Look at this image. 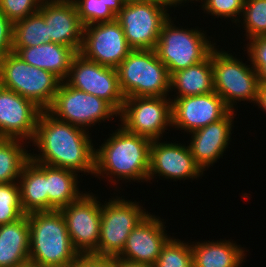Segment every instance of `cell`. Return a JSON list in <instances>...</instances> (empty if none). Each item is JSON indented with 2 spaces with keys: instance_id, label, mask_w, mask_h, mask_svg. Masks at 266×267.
Masks as SVG:
<instances>
[{
  "instance_id": "obj_1",
  "label": "cell",
  "mask_w": 266,
  "mask_h": 267,
  "mask_svg": "<svg viewBox=\"0 0 266 267\" xmlns=\"http://www.w3.org/2000/svg\"><path fill=\"white\" fill-rule=\"evenodd\" d=\"M89 131L56 119L42 110L37 121L32 145L38 155L31 153L34 162L94 175L95 148ZM40 152V153H39Z\"/></svg>"
},
{
  "instance_id": "obj_2",
  "label": "cell",
  "mask_w": 266,
  "mask_h": 267,
  "mask_svg": "<svg viewBox=\"0 0 266 267\" xmlns=\"http://www.w3.org/2000/svg\"><path fill=\"white\" fill-rule=\"evenodd\" d=\"M110 135L99 148L95 147L94 176L99 180L101 176L109 178L115 186L120 180L148 182L152 140L121 125Z\"/></svg>"
},
{
  "instance_id": "obj_3",
  "label": "cell",
  "mask_w": 266,
  "mask_h": 267,
  "mask_svg": "<svg viewBox=\"0 0 266 267\" xmlns=\"http://www.w3.org/2000/svg\"><path fill=\"white\" fill-rule=\"evenodd\" d=\"M30 227L29 263L32 267H71L79 252L74 248L60 210L27 214Z\"/></svg>"
},
{
  "instance_id": "obj_4",
  "label": "cell",
  "mask_w": 266,
  "mask_h": 267,
  "mask_svg": "<svg viewBox=\"0 0 266 267\" xmlns=\"http://www.w3.org/2000/svg\"><path fill=\"white\" fill-rule=\"evenodd\" d=\"M116 69L125 98L171 97V76L154 49H133Z\"/></svg>"
},
{
  "instance_id": "obj_5",
  "label": "cell",
  "mask_w": 266,
  "mask_h": 267,
  "mask_svg": "<svg viewBox=\"0 0 266 267\" xmlns=\"http://www.w3.org/2000/svg\"><path fill=\"white\" fill-rule=\"evenodd\" d=\"M169 17L162 25L155 52L164 63L170 76L179 70L186 69L204 61L216 42H211L206 31L198 28L177 27Z\"/></svg>"
},
{
  "instance_id": "obj_6",
  "label": "cell",
  "mask_w": 266,
  "mask_h": 267,
  "mask_svg": "<svg viewBox=\"0 0 266 267\" xmlns=\"http://www.w3.org/2000/svg\"><path fill=\"white\" fill-rule=\"evenodd\" d=\"M218 49L215 46L211 51L215 92L231 111H235L234 106L239 101H249L257 105L260 86L258 72L251 63L246 65L237 55Z\"/></svg>"
},
{
  "instance_id": "obj_7",
  "label": "cell",
  "mask_w": 266,
  "mask_h": 267,
  "mask_svg": "<svg viewBox=\"0 0 266 267\" xmlns=\"http://www.w3.org/2000/svg\"><path fill=\"white\" fill-rule=\"evenodd\" d=\"M60 83L53 73L29 65L14 52L0 58V86L32 100L42 110L51 105Z\"/></svg>"
},
{
  "instance_id": "obj_8",
  "label": "cell",
  "mask_w": 266,
  "mask_h": 267,
  "mask_svg": "<svg viewBox=\"0 0 266 267\" xmlns=\"http://www.w3.org/2000/svg\"><path fill=\"white\" fill-rule=\"evenodd\" d=\"M109 201V202H108ZM101 205L99 256L117 257L123 250L130 232L149 214L140 202L113 196Z\"/></svg>"
},
{
  "instance_id": "obj_9",
  "label": "cell",
  "mask_w": 266,
  "mask_h": 267,
  "mask_svg": "<svg viewBox=\"0 0 266 267\" xmlns=\"http://www.w3.org/2000/svg\"><path fill=\"white\" fill-rule=\"evenodd\" d=\"M56 119L88 131L99 122H105L119 113L105 100L71 87L61 81L51 105L46 109Z\"/></svg>"
},
{
  "instance_id": "obj_10",
  "label": "cell",
  "mask_w": 266,
  "mask_h": 267,
  "mask_svg": "<svg viewBox=\"0 0 266 267\" xmlns=\"http://www.w3.org/2000/svg\"><path fill=\"white\" fill-rule=\"evenodd\" d=\"M119 116L127 131L162 140L168 126L172 127V101L170 97H128Z\"/></svg>"
},
{
  "instance_id": "obj_11",
  "label": "cell",
  "mask_w": 266,
  "mask_h": 267,
  "mask_svg": "<svg viewBox=\"0 0 266 267\" xmlns=\"http://www.w3.org/2000/svg\"><path fill=\"white\" fill-rule=\"evenodd\" d=\"M71 87L95 95L121 112L125 96L121 91L116 68L100 65L77 53L65 80Z\"/></svg>"
},
{
  "instance_id": "obj_12",
  "label": "cell",
  "mask_w": 266,
  "mask_h": 267,
  "mask_svg": "<svg viewBox=\"0 0 266 267\" xmlns=\"http://www.w3.org/2000/svg\"><path fill=\"white\" fill-rule=\"evenodd\" d=\"M168 9L152 3H126L116 15L132 49H155Z\"/></svg>"
},
{
  "instance_id": "obj_13",
  "label": "cell",
  "mask_w": 266,
  "mask_h": 267,
  "mask_svg": "<svg viewBox=\"0 0 266 267\" xmlns=\"http://www.w3.org/2000/svg\"><path fill=\"white\" fill-rule=\"evenodd\" d=\"M85 193L60 209L74 248L79 254L95 253L101 228V205L98 196Z\"/></svg>"
},
{
  "instance_id": "obj_14",
  "label": "cell",
  "mask_w": 266,
  "mask_h": 267,
  "mask_svg": "<svg viewBox=\"0 0 266 267\" xmlns=\"http://www.w3.org/2000/svg\"><path fill=\"white\" fill-rule=\"evenodd\" d=\"M132 50L117 20L94 23L83 28L79 53L90 61L117 68Z\"/></svg>"
},
{
  "instance_id": "obj_15",
  "label": "cell",
  "mask_w": 266,
  "mask_h": 267,
  "mask_svg": "<svg viewBox=\"0 0 266 267\" xmlns=\"http://www.w3.org/2000/svg\"><path fill=\"white\" fill-rule=\"evenodd\" d=\"M152 140L150 146L149 174L150 180L163 177L174 181L198 179L203 175L202 168L194 160L187 144ZM157 174V175H156Z\"/></svg>"
},
{
  "instance_id": "obj_16",
  "label": "cell",
  "mask_w": 266,
  "mask_h": 267,
  "mask_svg": "<svg viewBox=\"0 0 266 267\" xmlns=\"http://www.w3.org/2000/svg\"><path fill=\"white\" fill-rule=\"evenodd\" d=\"M41 111L32 100L0 86V137L25 140L30 144Z\"/></svg>"
},
{
  "instance_id": "obj_17",
  "label": "cell",
  "mask_w": 266,
  "mask_h": 267,
  "mask_svg": "<svg viewBox=\"0 0 266 267\" xmlns=\"http://www.w3.org/2000/svg\"><path fill=\"white\" fill-rule=\"evenodd\" d=\"M171 101L172 128L187 134L222 119L230 111L216 92Z\"/></svg>"
},
{
  "instance_id": "obj_18",
  "label": "cell",
  "mask_w": 266,
  "mask_h": 267,
  "mask_svg": "<svg viewBox=\"0 0 266 267\" xmlns=\"http://www.w3.org/2000/svg\"><path fill=\"white\" fill-rule=\"evenodd\" d=\"M164 224V219L149 213L130 232L122 252L117 257L154 266L163 246L171 238L165 232Z\"/></svg>"
},
{
  "instance_id": "obj_19",
  "label": "cell",
  "mask_w": 266,
  "mask_h": 267,
  "mask_svg": "<svg viewBox=\"0 0 266 267\" xmlns=\"http://www.w3.org/2000/svg\"><path fill=\"white\" fill-rule=\"evenodd\" d=\"M39 12L44 16L51 42L79 53L84 26L73 0H43Z\"/></svg>"
},
{
  "instance_id": "obj_20",
  "label": "cell",
  "mask_w": 266,
  "mask_h": 267,
  "mask_svg": "<svg viewBox=\"0 0 266 267\" xmlns=\"http://www.w3.org/2000/svg\"><path fill=\"white\" fill-rule=\"evenodd\" d=\"M234 113L235 111L230 110L222 119L189 133L192 136L188 146L203 171L218 162L228 148L234 126Z\"/></svg>"
},
{
  "instance_id": "obj_21",
  "label": "cell",
  "mask_w": 266,
  "mask_h": 267,
  "mask_svg": "<svg viewBox=\"0 0 266 267\" xmlns=\"http://www.w3.org/2000/svg\"><path fill=\"white\" fill-rule=\"evenodd\" d=\"M13 52L29 65L49 71L61 81L67 79L72 59L77 54L71 47L53 42L34 47H13Z\"/></svg>"
},
{
  "instance_id": "obj_22",
  "label": "cell",
  "mask_w": 266,
  "mask_h": 267,
  "mask_svg": "<svg viewBox=\"0 0 266 267\" xmlns=\"http://www.w3.org/2000/svg\"><path fill=\"white\" fill-rule=\"evenodd\" d=\"M30 227L27 214L0 225V267H27L29 263Z\"/></svg>"
},
{
  "instance_id": "obj_23",
  "label": "cell",
  "mask_w": 266,
  "mask_h": 267,
  "mask_svg": "<svg viewBox=\"0 0 266 267\" xmlns=\"http://www.w3.org/2000/svg\"><path fill=\"white\" fill-rule=\"evenodd\" d=\"M233 240L191 242L193 267H242L246 252ZM241 265V266H240Z\"/></svg>"
},
{
  "instance_id": "obj_24",
  "label": "cell",
  "mask_w": 266,
  "mask_h": 267,
  "mask_svg": "<svg viewBox=\"0 0 266 267\" xmlns=\"http://www.w3.org/2000/svg\"><path fill=\"white\" fill-rule=\"evenodd\" d=\"M21 205L28 214L34 211H48L47 165L30 159L18 179Z\"/></svg>"
},
{
  "instance_id": "obj_25",
  "label": "cell",
  "mask_w": 266,
  "mask_h": 267,
  "mask_svg": "<svg viewBox=\"0 0 266 267\" xmlns=\"http://www.w3.org/2000/svg\"><path fill=\"white\" fill-rule=\"evenodd\" d=\"M170 91L176 92L174 93L176 96L171 95L174 96V99L215 92L211 52L204 61L174 72L171 75Z\"/></svg>"
},
{
  "instance_id": "obj_26",
  "label": "cell",
  "mask_w": 266,
  "mask_h": 267,
  "mask_svg": "<svg viewBox=\"0 0 266 267\" xmlns=\"http://www.w3.org/2000/svg\"><path fill=\"white\" fill-rule=\"evenodd\" d=\"M78 177L72 170L47 165L48 211L60 210L84 194Z\"/></svg>"
},
{
  "instance_id": "obj_27",
  "label": "cell",
  "mask_w": 266,
  "mask_h": 267,
  "mask_svg": "<svg viewBox=\"0 0 266 267\" xmlns=\"http://www.w3.org/2000/svg\"><path fill=\"white\" fill-rule=\"evenodd\" d=\"M26 144L29 143L24 140L0 137V183L18 182L25 164L31 159Z\"/></svg>"
},
{
  "instance_id": "obj_28",
  "label": "cell",
  "mask_w": 266,
  "mask_h": 267,
  "mask_svg": "<svg viewBox=\"0 0 266 267\" xmlns=\"http://www.w3.org/2000/svg\"><path fill=\"white\" fill-rule=\"evenodd\" d=\"M44 43H51V38L39 11L13 23V47H34Z\"/></svg>"
},
{
  "instance_id": "obj_29",
  "label": "cell",
  "mask_w": 266,
  "mask_h": 267,
  "mask_svg": "<svg viewBox=\"0 0 266 267\" xmlns=\"http://www.w3.org/2000/svg\"><path fill=\"white\" fill-rule=\"evenodd\" d=\"M154 267H193L191 242L171 236L163 246Z\"/></svg>"
},
{
  "instance_id": "obj_30",
  "label": "cell",
  "mask_w": 266,
  "mask_h": 267,
  "mask_svg": "<svg viewBox=\"0 0 266 267\" xmlns=\"http://www.w3.org/2000/svg\"><path fill=\"white\" fill-rule=\"evenodd\" d=\"M241 17L246 41L266 36V0H245Z\"/></svg>"
},
{
  "instance_id": "obj_31",
  "label": "cell",
  "mask_w": 266,
  "mask_h": 267,
  "mask_svg": "<svg viewBox=\"0 0 266 267\" xmlns=\"http://www.w3.org/2000/svg\"><path fill=\"white\" fill-rule=\"evenodd\" d=\"M24 215L18 182L0 183V225L14 222Z\"/></svg>"
},
{
  "instance_id": "obj_32",
  "label": "cell",
  "mask_w": 266,
  "mask_h": 267,
  "mask_svg": "<svg viewBox=\"0 0 266 267\" xmlns=\"http://www.w3.org/2000/svg\"><path fill=\"white\" fill-rule=\"evenodd\" d=\"M83 26L116 20V15L101 0H73Z\"/></svg>"
},
{
  "instance_id": "obj_33",
  "label": "cell",
  "mask_w": 266,
  "mask_h": 267,
  "mask_svg": "<svg viewBox=\"0 0 266 267\" xmlns=\"http://www.w3.org/2000/svg\"><path fill=\"white\" fill-rule=\"evenodd\" d=\"M203 13L210 14L216 18H230L235 24L242 22V15L245 0H202ZM239 17V18H238ZM241 19V20H240ZM235 20V21H234Z\"/></svg>"
},
{
  "instance_id": "obj_34",
  "label": "cell",
  "mask_w": 266,
  "mask_h": 267,
  "mask_svg": "<svg viewBox=\"0 0 266 267\" xmlns=\"http://www.w3.org/2000/svg\"><path fill=\"white\" fill-rule=\"evenodd\" d=\"M43 0H0V10L15 23L39 11Z\"/></svg>"
},
{
  "instance_id": "obj_35",
  "label": "cell",
  "mask_w": 266,
  "mask_h": 267,
  "mask_svg": "<svg viewBox=\"0 0 266 267\" xmlns=\"http://www.w3.org/2000/svg\"><path fill=\"white\" fill-rule=\"evenodd\" d=\"M13 52V23L0 10V58Z\"/></svg>"
},
{
  "instance_id": "obj_36",
  "label": "cell",
  "mask_w": 266,
  "mask_h": 267,
  "mask_svg": "<svg viewBox=\"0 0 266 267\" xmlns=\"http://www.w3.org/2000/svg\"><path fill=\"white\" fill-rule=\"evenodd\" d=\"M71 267H117L116 257L79 254Z\"/></svg>"
},
{
  "instance_id": "obj_37",
  "label": "cell",
  "mask_w": 266,
  "mask_h": 267,
  "mask_svg": "<svg viewBox=\"0 0 266 267\" xmlns=\"http://www.w3.org/2000/svg\"><path fill=\"white\" fill-rule=\"evenodd\" d=\"M246 51L249 61H266V36H259L247 41Z\"/></svg>"
},
{
  "instance_id": "obj_38",
  "label": "cell",
  "mask_w": 266,
  "mask_h": 267,
  "mask_svg": "<svg viewBox=\"0 0 266 267\" xmlns=\"http://www.w3.org/2000/svg\"><path fill=\"white\" fill-rule=\"evenodd\" d=\"M252 67L258 72L259 84H266V61H250Z\"/></svg>"
},
{
  "instance_id": "obj_39",
  "label": "cell",
  "mask_w": 266,
  "mask_h": 267,
  "mask_svg": "<svg viewBox=\"0 0 266 267\" xmlns=\"http://www.w3.org/2000/svg\"><path fill=\"white\" fill-rule=\"evenodd\" d=\"M105 5H107L112 12L117 15L122 7L126 4L125 0H101Z\"/></svg>"
},
{
  "instance_id": "obj_40",
  "label": "cell",
  "mask_w": 266,
  "mask_h": 267,
  "mask_svg": "<svg viewBox=\"0 0 266 267\" xmlns=\"http://www.w3.org/2000/svg\"><path fill=\"white\" fill-rule=\"evenodd\" d=\"M257 106L266 113V84H260Z\"/></svg>"
},
{
  "instance_id": "obj_41",
  "label": "cell",
  "mask_w": 266,
  "mask_h": 267,
  "mask_svg": "<svg viewBox=\"0 0 266 267\" xmlns=\"http://www.w3.org/2000/svg\"><path fill=\"white\" fill-rule=\"evenodd\" d=\"M117 267H154L150 264L136 263L128 260H122L121 258L116 257Z\"/></svg>"
},
{
  "instance_id": "obj_42",
  "label": "cell",
  "mask_w": 266,
  "mask_h": 267,
  "mask_svg": "<svg viewBox=\"0 0 266 267\" xmlns=\"http://www.w3.org/2000/svg\"><path fill=\"white\" fill-rule=\"evenodd\" d=\"M126 3H152L160 6H165L167 9L171 8L169 0H125Z\"/></svg>"
},
{
  "instance_id": "obj_43",
  "label": "cell",
  "mask_w": 266,
  "mask_h": 267,
  "mask_svg": "<svg viewBox=\"0 0 266 267\" xmlns=\"http://www.w3.org/2000/svg\"><path fill=\"white\" fill-rule=\"evenodd\" d=\"M193 1H197V2L199 1L202 3V0H190V1L189 0H169L170 5L173 6L174 8L177 7V5L179 6L181 4L180 6H183L186 2L192 3Z\"/></svg>"
}]
</instances>
